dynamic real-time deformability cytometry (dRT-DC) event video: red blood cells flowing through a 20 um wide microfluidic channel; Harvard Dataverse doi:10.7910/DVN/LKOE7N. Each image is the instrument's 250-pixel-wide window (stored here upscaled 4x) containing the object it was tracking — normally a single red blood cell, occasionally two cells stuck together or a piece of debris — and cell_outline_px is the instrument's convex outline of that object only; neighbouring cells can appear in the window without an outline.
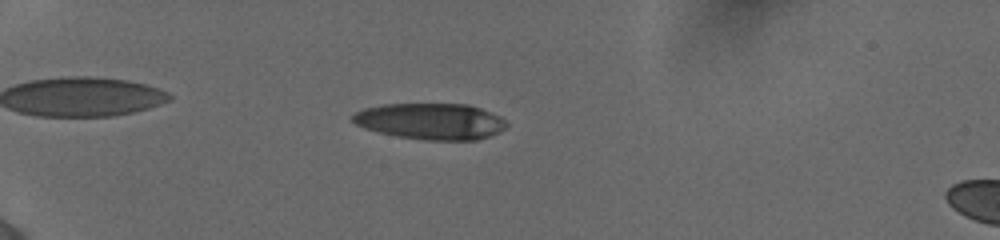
{"species": "human", "species_latin": "Homo sapiens", "temperature_condition": "cold", "stored_images_in_passage": 42, "camera_frame_rate_fps": 3000, "um_per_image_px": 0.085, "donor": {"sex": "female"}, "frame": {"image": 1, "passage_image": 4, "time_ms": 1.0, "image_size_px": [1000, 240], "cell_outline_px": [[508, 124], [500, 132], [476, 140], [428, 140], [396, 136], [364, 128], [356, 124], [352, 120], [352, 116], [356, 112], [364, 108], [384, 104], [468, 104], [480, 108], [500, 116]], "centroid_in_image_um": [36.62, 10.31], "position_along_channel_um": 48.4, "area_um2": 32.37}}
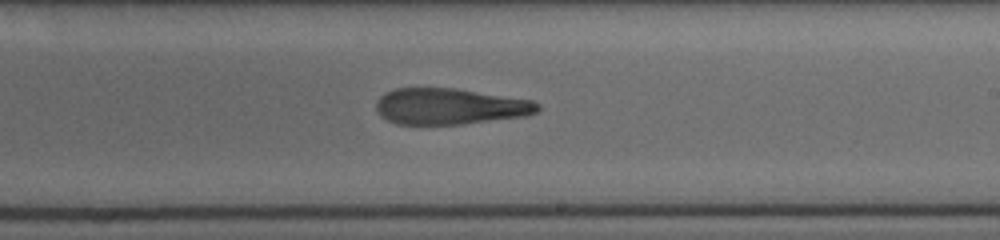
{"frame": {"image": 2, "passage_image": 23, "time_ms": 7.333, "image_size_px": [1000, 240], "cell_outline_px": [[540, 108], [536, 112], [524, 116], [460, 124], [396, 124], [380, 116], [376, 108], [376, 104], [380, 96], [396, 88], [456, 88], [532, 100], [540, 104]], "centroid_in_image_um": [38.23, 9.04], "position_along_channel_um": 250.8, "area_um2": 33.81}}
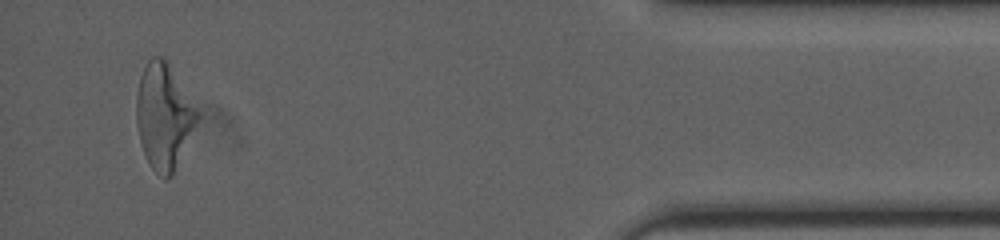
{"frame": {"image": 3, "passage_image": 40, "time_ms": 13.0, "image_size_px": [1000, 240], "cell_outline_px": [[200, 120], [172, 176], [164, 180], [148, 164], [140, 144], [136, 124], [136, 96], [140, 76], [148, 60], [152, 56], [160, 56], [168, 60], [200, 112]], "centroid_in_image_um": [13.95, 9.88], "position_along_channel_um": 421.3, "area_um2": 38.32}, "authors_computed_cell_mechanics": {"area_um2": 35.3736, "velocity_mm_per_s": 3.9001, "shape_relaxation_time_tau1_ms": 6.3424, "shape_relaxation_time_tau2_ms": 5.6555, "deformation_change_tau1": 0.2452, "deformation_change_tau2": 0.208}}